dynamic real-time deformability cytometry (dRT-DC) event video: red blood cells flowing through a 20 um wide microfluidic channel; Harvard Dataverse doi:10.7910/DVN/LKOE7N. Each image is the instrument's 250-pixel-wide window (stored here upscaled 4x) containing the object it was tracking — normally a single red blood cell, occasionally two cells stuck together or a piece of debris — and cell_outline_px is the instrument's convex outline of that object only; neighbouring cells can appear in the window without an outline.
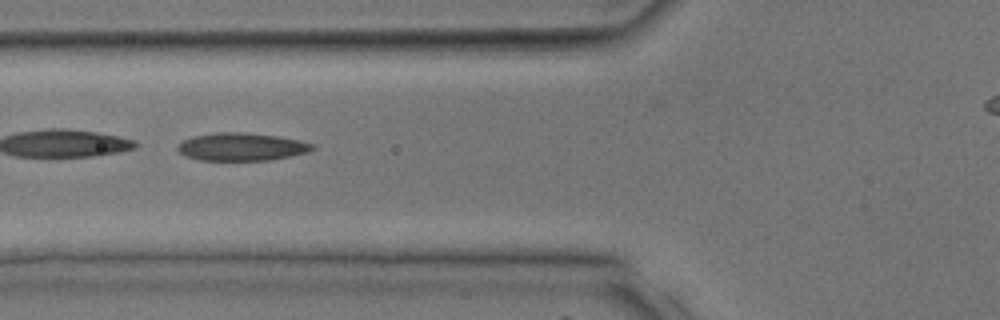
{"species": "common noctule bat (a hibernating species)", "species_latin": "Nyctalus noctula", "temperature_condition": "room temperature", "stored_images_in_passage": 8, "camera_frame_rate_fps": 3000, "um_per_image_px": 0.085, "animal": {"sex": "male", "body_mass_g": 17.9, "forearm_length_mm": 54.2}, "frame": {"image": 1, "passage_image": 3, "time_ms": 0.667, "image_size_px": [1000, 320], "cell_outline_px": [[316, 148], [308, 152], [272, 160], [200, 160], [184, 156], [176, 148], [184, 140], [192, 136], [216, 132], [240, 132], [276, 136], [300, 140], [316, 144]], "centroid_in_image_um": [20.56, 12.48], "position_along_channel_um": 105.2, "area_um2": 21.91}}